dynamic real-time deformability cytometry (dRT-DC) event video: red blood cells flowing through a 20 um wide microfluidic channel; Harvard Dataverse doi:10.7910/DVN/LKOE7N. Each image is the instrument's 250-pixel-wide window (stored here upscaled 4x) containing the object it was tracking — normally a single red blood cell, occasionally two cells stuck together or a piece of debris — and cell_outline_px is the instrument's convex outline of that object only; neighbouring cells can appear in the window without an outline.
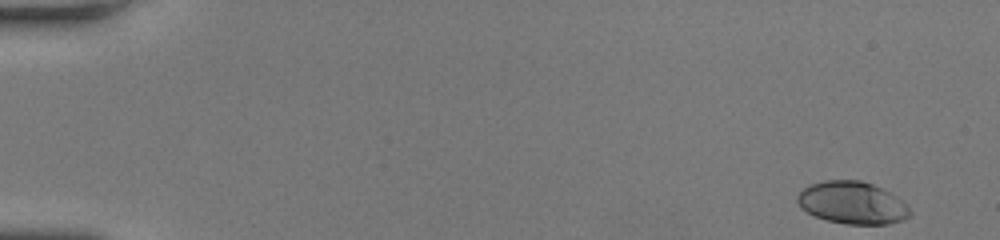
{"species": "human", "species_latin": "Homo sapiens", "temperature_condition": "room temperature", "stored_images_in_passage": 17, "camera_frame_rate_fps": 3000, "um_per_image_px": 0.085, "donor": {"sex": "female"}, "frame": {"image": 1, "passage_image": 1, "time_ms": 0.0, "image_size_px": [1000, 240], "cell_outline_px": [[912, 212], [904, 220], [888, 224], [844, 224], [828, 220], [816, 216], [800, 208], [796, 200], [796, 196], [808, 184], [824, 180], [860, 180], [872, 184], [896, 196]], "centroid_in_image_um": [72.4, 17.24], "position_along_channel_um": 12.6, "area_um2": 27.69}}
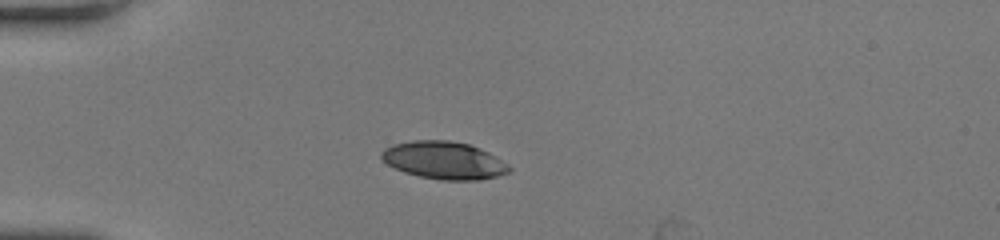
{"frame": {"image": 2, "passage_image": 12, "time_ms": 3.667, "image_size_px": [1000, 240], "cell_outline_px": [[512, 172], [480, 180], [440, 180], [420, 176], [404, 172], [388, 164], [380, 156], [380, 152], [384, 148], [392, 144], [412, 140], [448, 140], [468, 144], [480, 148], [496, 156], [508, 164], [512, 168]], "centroid_in_image_um": [37.76, 13.62], "position_along_channel_um": 47.2, "area_um2": 28.09}}